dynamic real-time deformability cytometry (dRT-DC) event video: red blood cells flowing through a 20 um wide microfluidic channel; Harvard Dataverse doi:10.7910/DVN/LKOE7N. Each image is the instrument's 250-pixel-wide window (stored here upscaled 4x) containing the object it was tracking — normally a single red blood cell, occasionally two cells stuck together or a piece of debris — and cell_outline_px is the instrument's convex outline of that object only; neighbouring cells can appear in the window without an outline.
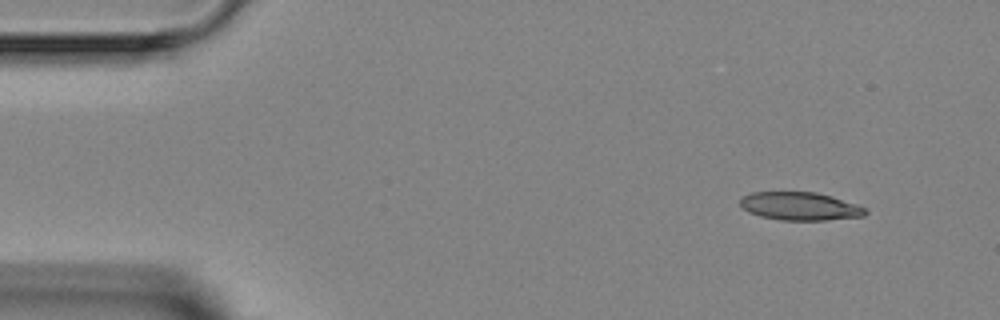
{"species": "Egyptian fruit bat (a non-hibernating species)", "species_latin": "Rousettus aegyptiacus", "temperature_condition": "room temperature", "stored_images_in_passage": 3, "camera_frame_rate_fps": 3000, "um_per_image_px": 0.085, "animal": {"sex": "female"}, "frame": {"image": 1, "passage_image": 1, "time_ms": 0.0, "image_size_px": [1000, 320], "cell_outline_px": [[868, 212], [864, 216], [824, 220], [780, 220], [760, 216], [748, 212], [740, 204], [740, 200], [744, 196], [752, 192], [816, 192], [832, 196], [868, 208]], "centroid_in_image_um": [68.03, 17.53], "position_along_channel_um": 17.0, "area_um2": 20.52}}
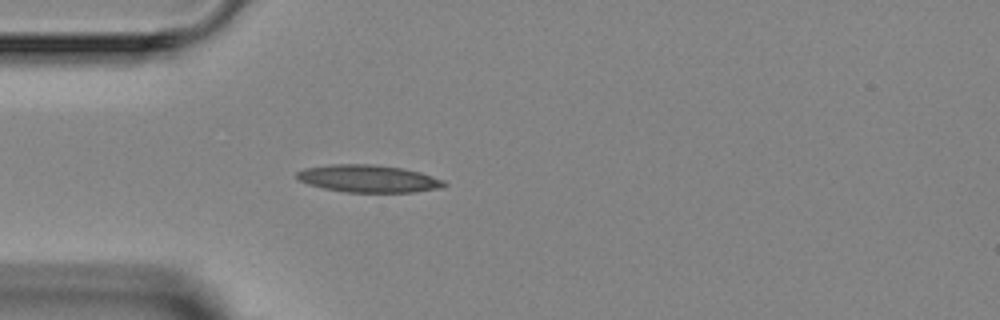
{"frame": {"image": 2, "passage_image": 3, "time_ms": 3.0, "image_size_px": [1000, 320], "cell_outline_px": [[448, 184], [440, 188], [416, 192], [348, 192], [324, 188], [308, 184], [300, 180], [296, 176], [296, 172], [304, 168], [332, 164], [372, 164], [400, 168], [420, 172], [444, 180]], "centroid_in_image_um": [31.32, 15.18], "position_along_channel_um": 53.7, "area_um2": 23.41}}